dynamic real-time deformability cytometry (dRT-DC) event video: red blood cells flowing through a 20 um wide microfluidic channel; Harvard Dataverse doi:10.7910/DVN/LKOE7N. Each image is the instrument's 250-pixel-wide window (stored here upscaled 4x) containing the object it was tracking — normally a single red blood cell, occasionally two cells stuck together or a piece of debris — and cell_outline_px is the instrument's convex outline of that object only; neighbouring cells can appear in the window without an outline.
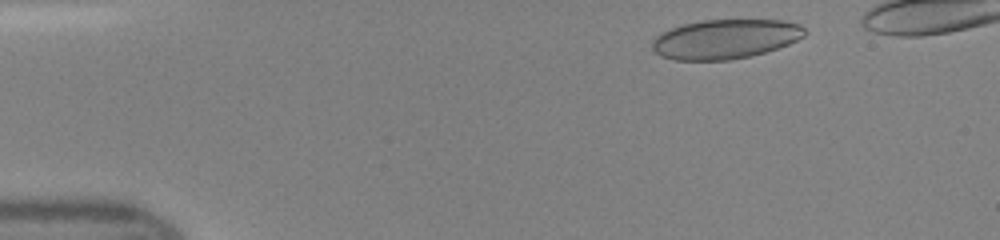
{"species": "human", "species_latin": "Homo sapiens", "temperature_condition": "room temperature", "stored_images_in_passage": 39, "camera_frame_rate_fps": 3000, "um_per_image_px": 0.085, "donor": {"sex": "female"}, "frame": {"image": 1, "passage_image": 2, "time_ms": 0.333, "image_size_px": [1000, 240], "cell_outline_px": [[808, 32], [804, 36], [788, 44], [764, 52], [748, 56], [728, 60], [676, 60], [660, 56], [652, 48], [652, 40], [660, 32], [684, 24], [700, 20], [784, 20], [800, 24]], "centroid_in_image_um": [61.64, 3.31], "position_along_channel_um": 23.4, "area_um2": 35.03}}
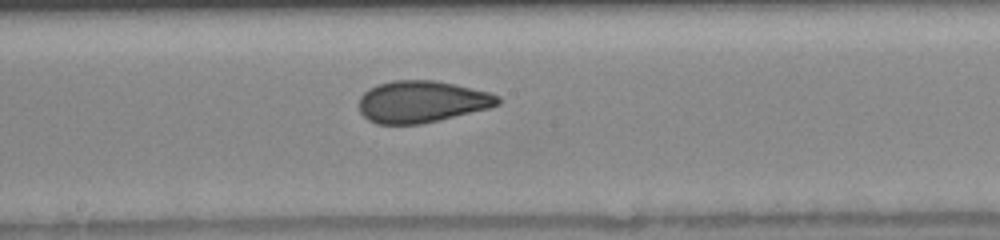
{"frame": {"image": 2, "passage_image": 21, "time_ms": 6.667, "image_size_px": [1000, 240], "cell_outline_px": [[500, 104], [488, 108], [420, 124], [376, 124], [368, 120], [360, 112], [360, 96], [368, 88], [392, 80], [436, 80], [456, 84], [488, 92], [500, 96]], "centroid_in_image_um": [35.83, 8.63], "position_along_channel_um": 212.4, "area_um2": 33.7}}
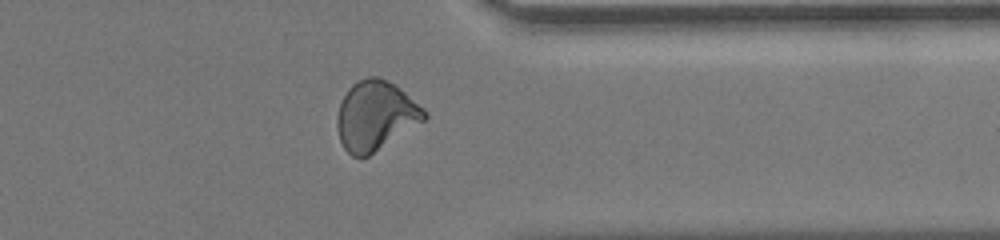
{"frame": {"image": 3, "passage_image": 33, "time_ms": 10.667, "image_size_px": [1000, 240], "cell_outline_px": [[428, 116], [424, 120], [368, 156], [352, 156], [344, 148], [340, 140], [336, 124], [336, 120], [340, 104], [348, 88], [356, 80], [368, 76], [380, 76], [388, 80], [400, 88], [424, 108], [428, 112]], "centroid_in_image_um": [31.91, 9.79], "position_along_channel_um": 379.5, "area_um2": 35.08}}